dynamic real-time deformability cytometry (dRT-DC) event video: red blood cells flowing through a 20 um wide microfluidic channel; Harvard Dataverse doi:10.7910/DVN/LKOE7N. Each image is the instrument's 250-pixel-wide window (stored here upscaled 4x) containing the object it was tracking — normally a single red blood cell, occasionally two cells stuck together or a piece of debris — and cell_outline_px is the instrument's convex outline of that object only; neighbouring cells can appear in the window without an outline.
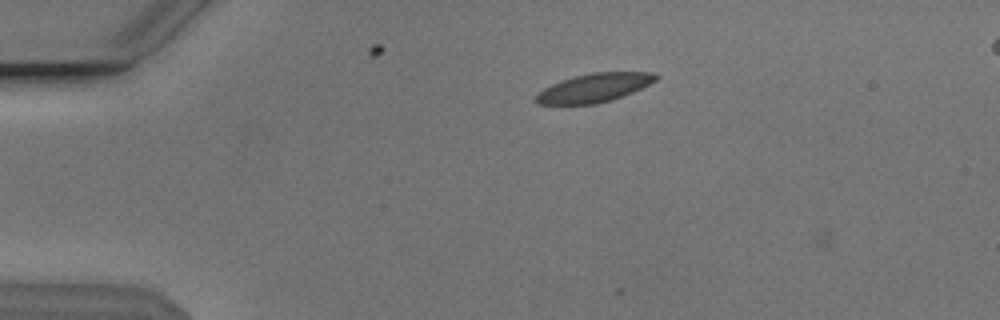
{"species": "Egyptian fruit bat (a non-hibernating species)", "species_latin": "Rousettus aegyptiacus", "temperature_condition": "cold", "stored_images_in_passage": 2, "camera_frame_rate_fps": 3000, "um_per_image_px": 0.085, "animal": {"sex": "male"}, "frame": {"image": 1, "passage_image": 1, "time_ms": 0.0, "image_size_px": [1000, 320], "cell_outline_px": [[660, 76], [656, 80], [632, 92], [596, 104], [540, 104], [536, 100], [536, 96], [544, 88], [560, 80], [592, 72], [652, 72]], "centroid_in_image_um": [50.51, 7.44], "position_along_channel_um": 34.5, "area_um2": 19.59}}